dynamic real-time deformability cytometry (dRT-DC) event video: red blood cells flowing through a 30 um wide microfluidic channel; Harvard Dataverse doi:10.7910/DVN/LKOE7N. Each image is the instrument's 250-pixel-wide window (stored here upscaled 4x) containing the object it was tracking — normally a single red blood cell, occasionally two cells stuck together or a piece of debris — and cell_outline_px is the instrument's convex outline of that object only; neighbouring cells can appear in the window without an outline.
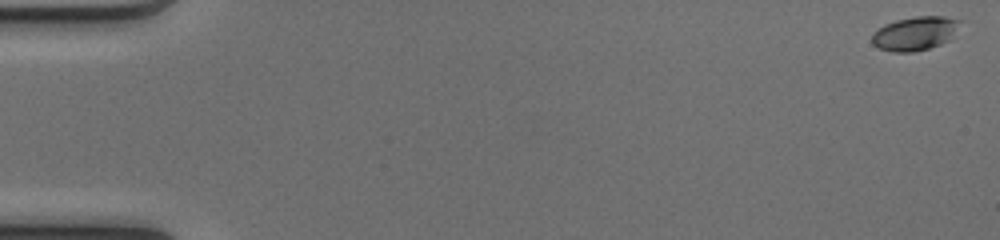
{"species": "common noctule bat (a hibernating species)", "species_latin": "Nyctalus noctula", "temperature_condition": "cold", "stored_images_in_passage": 51, "camera_frame_rate_fps": 3000, "um_per_image_px": 0.085, "animal": {"sex": "female", "body_mass_g": 17.0, "forearm_length_mm": 48.0}, "frame": {"image": 1, "passage_image": 1, "time_ms": 0.0, "image_size_px": [1000, 240], "cell_outline_px": [[964, 20], [948, 40], [940, 44], [928, 48], [912, 52], [892, 52], [880, 48], [872, 44], [872, 36], [884, 24], [896, 20], [916, 16], [944, 16]], "centroid_in_image_um": [77.8, 2.83], "position_along_channel_um": 7.2, "area_um2": 17.22}}
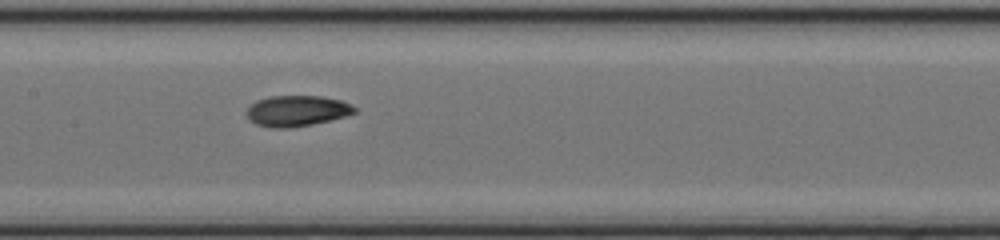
{"frame": {"image": 2, "passage_image": 26, "time_ms": 8.333, "image_size_px": [1000, 240], "cell_outline_px": [[356, 112], [348, 116], [312, 124], [288, 128], [272, 128], [256, 124], [248, 116], [248, 108], [256, 100], [268, 96], [320, 96], [340, 100], [352, 104], [356, 108]], "centroid_in_image_um": [25.28, 9.42], "position_along_channel_um": 182.1, "area_um2": 19.31}}
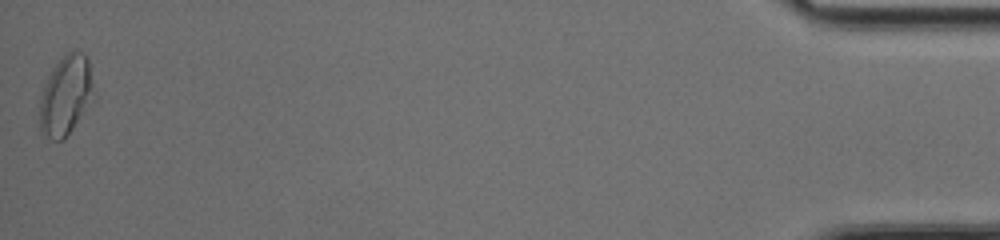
{"frame": {"image": 3, "passage_image": 51, "time_ms": 16.667, "image_size_px": [1000, 240], "cell_outline_px": [[92, 88], [72, 128], [64, 140], [52, 140], [40, 136], [40, 96], [48, 76], [56, 64], [72, 48], [76, 48], [84, 52], [88, 56], [92, 84]], "centroid_in_image_um": [5.5, 8.07], "position_along_channel_um": 429.7, "area_um2": 24.1}, "authors_computed_cell_mechanics": {"area_um2": 19.074, "velocity_mm_per_s": 4.1253, "shape_relaxation_time_tau1_ms": 6.2489, "shape_relaxation_time_tau2_ms": 1.7415, "deformation_change_tau1": 0.1786, "deformation_change_tau2": 0.0641}}